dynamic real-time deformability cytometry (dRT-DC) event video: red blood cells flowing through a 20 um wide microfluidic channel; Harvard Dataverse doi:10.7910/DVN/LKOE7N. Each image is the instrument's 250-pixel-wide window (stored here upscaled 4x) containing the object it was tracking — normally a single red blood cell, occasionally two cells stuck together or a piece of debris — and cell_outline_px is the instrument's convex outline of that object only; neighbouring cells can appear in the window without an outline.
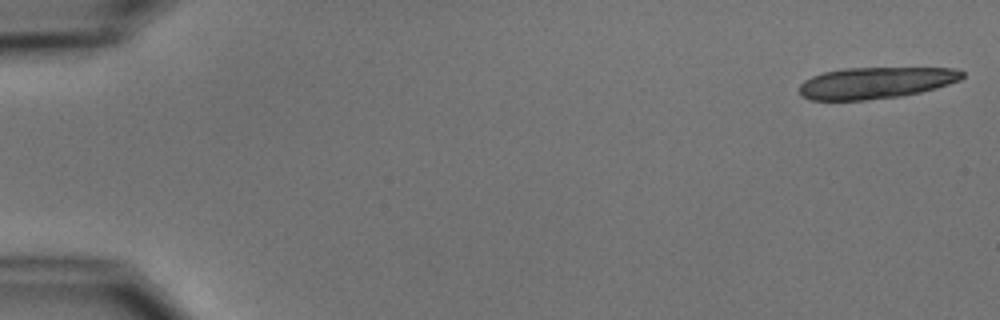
{"species": "common noctule bat (a hibernating species)", "species_latin": "Nyctalus noctula", "temperature_condition": "cold", "stored_images_in_passage": 10, "segment_of_instrument_passage": [1, 2], "camera_frame_rate_fps": 3000, "um_per_image_px": 0.085, "animal": {"sex": "male", "body_mass_g": 15.6}, "frame": {"image": 1, "passage_image": 1, "time_ms": 0.0, "image_size_px": [1000, 320], "cell_outline_px": [[964, 76], [960, 80], [936, 88], [920, 92], [900, 96], [864, 100], [808, 100], [800, 96], [800, 84], [804, 80], [812, 76], [824, 72], [844, 68], [956, 68], [964, 72]], "centroid_in_image_um": [74.42, 7.04], "position_along_channel_um": 10.6, "area_um2": 29.94}}